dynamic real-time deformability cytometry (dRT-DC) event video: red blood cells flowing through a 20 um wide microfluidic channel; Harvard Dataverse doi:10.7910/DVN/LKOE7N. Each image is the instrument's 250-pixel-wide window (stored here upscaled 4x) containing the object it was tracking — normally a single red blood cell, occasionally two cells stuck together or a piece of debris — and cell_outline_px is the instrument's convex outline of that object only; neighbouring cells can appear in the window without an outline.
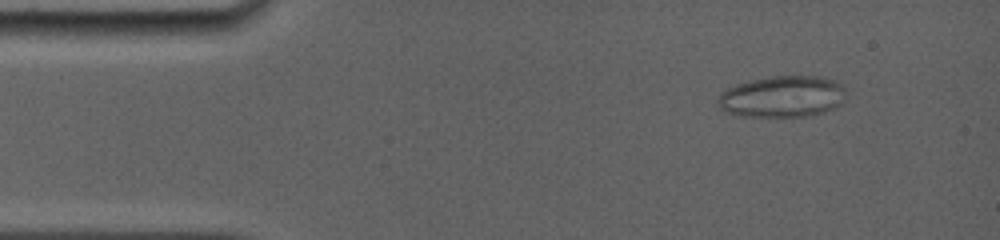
{"species": "common noctule bat (a hibernating species)", "species_latin": "Nyctalus noctula", "temperature_condition": "room temperature", "stored_images_in_passage": 49, "camera_frame_rate_fps": 5000, "um_per_image_px": 0.085, "animal": {"sex": "female", "body_mass_g": 19.0, "forearm_length_mm": 56.7}, "frame": {"image": 1, "passage_image": 6, "time_ms": 1.6, "image_size_px": [1000, 240], "cell_outline_px": [[848, 96], [836, 108], [824, 112], [808, 116], [736, 116], [724, 112], [716, 104], [716, 100], [720, 92], [736, 84], [752, 80], [772, 76], [820, 76], [836, 80], [844, 84], [848, 92]], "centroid_in_image_um": [66.53, 8.21], "position_along_channel_um": 18.5, "area_um2": 31.67}}
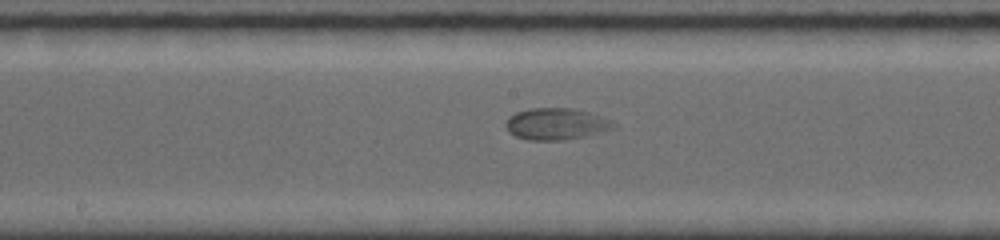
{"frame": {"image": 2, "passage_image": 26, "time_ms": 8.4, "image_size_px": [1000, 240], "cell_outline_px": [[616, 128], [584, 136], [564, 140], [528, 140], [516, 136], [508, 132], [504, 124], [508, 116], [516, 112], [528, 108], [576, 108], [612, 120], [616, 124]], "centroid_in_image_um": [47.25, 10.53], "position_along_channel_um": 201.0, "area_um2": 20.06}}
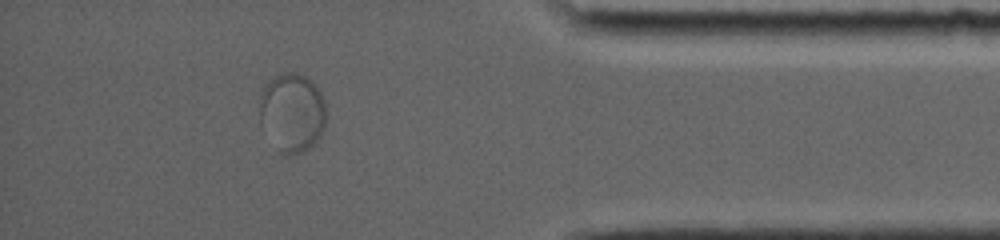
{"frame": {"image": 3, "passage_image": 44, "time_ms": 14.4, "image_size_px": [1000, 240], "cell_outline_px": [[324, 128], [320, 136], [312, 144], [300, 152], [288, 156], [280, 152], [260, 128], [260, 92], [276, 76], [284, 72], [296, 72], [312, 80], [316, 84], [324, 100]], "centroid_in_image_um": [24.8, 9.56], "position_along_channel_um": 410.4, "area_um2": 30.52}}